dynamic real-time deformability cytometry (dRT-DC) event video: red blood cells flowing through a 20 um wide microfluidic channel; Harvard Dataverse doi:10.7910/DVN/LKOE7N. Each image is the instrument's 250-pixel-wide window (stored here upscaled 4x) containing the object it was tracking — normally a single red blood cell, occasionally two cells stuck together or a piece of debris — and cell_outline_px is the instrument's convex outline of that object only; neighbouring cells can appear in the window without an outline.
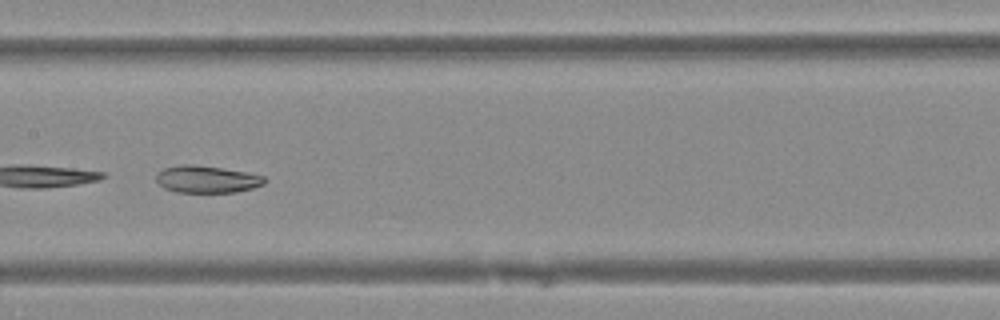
{"species": "Egyptian fruit bat (a non-hibernating species)", "species_latin": "Rousettus aegyptiacus", "temperature_condition": "warm", "stored_images_in_passage": 35, "camera_frame_rate_fps": 3000, "um_per_image_px": 0.085, "animal": {"sex": "female"}, "frame": {"image": 1, "passage_image": 11, "time_ms": 3.333, "image_size_px": [1000, 320], "cell_outline_px": [[268, 180], [264, 184], [252, 188], [236, 192], [176, 192], [164, 188], [156, 180], [156, 172], [164, 168], [180, 164], [192, 164], [248, 172], [264, 176]], "centroid_in_image_um": [17.58, 15.23], "position_along_channel_um": 189.8, "area_um2": 17.22}}
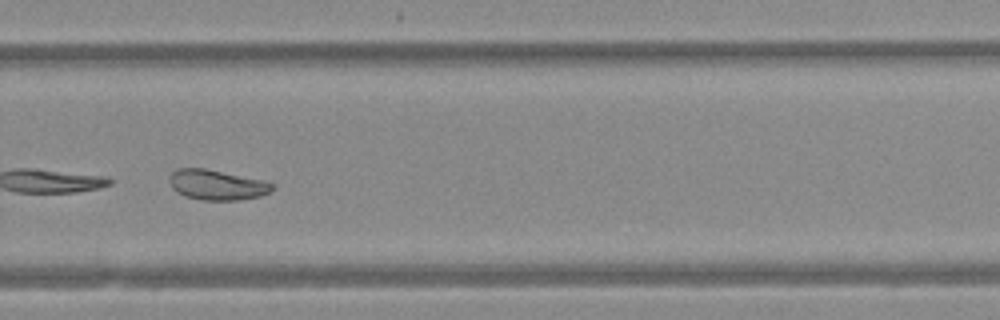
{"frame": {"image": 2, "passage_image": 20, "time_ms": 6.333, "image_size_px": [1000, 320], "cell_outline_px": [[272, 188], [268, 192], [260, 196], [236, 200], [200, 200], [184, 196], [176, 192], [172, 188], [168, 180], [168, 176], [176, 168], [204, 168], [264, 180], [272, 184]], "centroid_in_image_um": [18.36, 15.71], "position_along_channel_um": 311.4, "area_um2": 18.09}}